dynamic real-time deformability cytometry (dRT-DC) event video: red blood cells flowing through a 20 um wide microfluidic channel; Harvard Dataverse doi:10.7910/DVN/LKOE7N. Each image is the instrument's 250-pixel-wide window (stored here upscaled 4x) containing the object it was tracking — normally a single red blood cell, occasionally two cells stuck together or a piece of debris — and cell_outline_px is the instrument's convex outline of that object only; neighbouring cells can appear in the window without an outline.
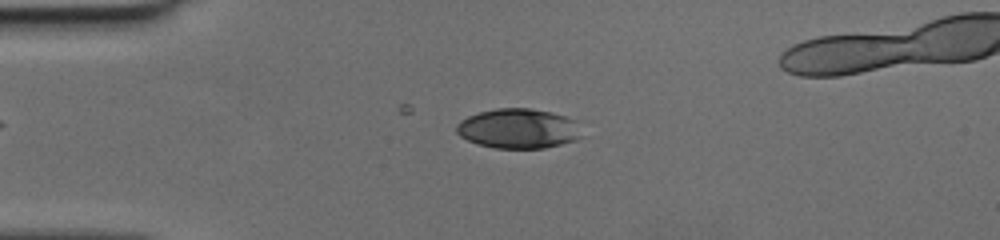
{"species": "human", "species_latin": "Homo sapiens", "temperature_condition": "cold", "stored_images_in_passage": 43, "camera_frame_rate_fps": 3000, "um_per_image_px": 0.085, "donor": {"sex": "female"}, "frame": {"image": 1, "passage_image": 11, "time_ms": 3.333, "image_size_px": [1000, 240], "cell_outline_px": [[580, 136], [576, 140], [544, 148], [496, 148], [476, 144], [460, 136], [456, 132], [456, 124], [460, 120], [468, 116], [480, 112], [496, 108], [528, 108], [552, 112], [576, 120]], "centroid_in_image_um": [44.02, 10.92], "position_along_channel_um": 41.0, "area_um2": 28.96}}
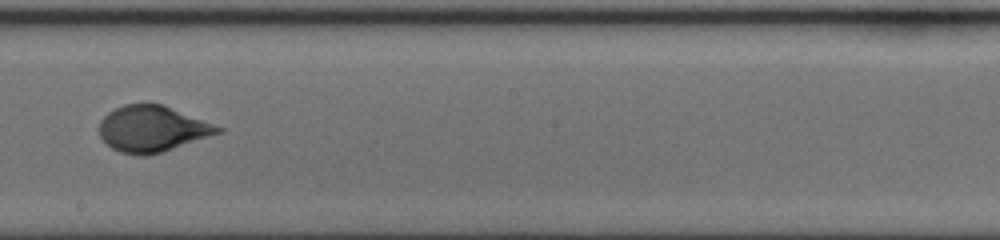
{"frame": {"image": 2, "passage_image": 27, "time_ms": 8.667, "image_size_px": [1000, 240], "cell_outline_px": [[224, 132], [148, 156], [140, 156], [120, 152], [112, 148], [100, 136], [100, 120], [108, 112], [124, 104], [164, 104], [224, 128]], "centroid_in_image_um": [12.96, 10.95], "position_along_channel_um": 235.2, "area_um2": 31.79}}
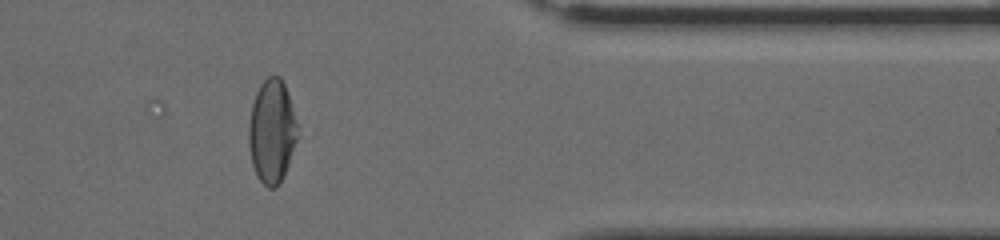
{"frame": {"image": 3, "passage_image": 39, "time_ms": 12.667, "image_size_px": [1000, 240], "cell_outline_px": [[300, 136], [284, 176], [276, 188], [268, 188], [256, 176], [252, 164], [248, 144], [248, 124], [252, 104], [256, 92], [260, 84], [268, 76], [280, 76], [284, 84], [288, 96]], "centroid_in_image_um": [23.1, 11.21], "position_along_channel_um": 388.3, "area_um2": 29.71}}